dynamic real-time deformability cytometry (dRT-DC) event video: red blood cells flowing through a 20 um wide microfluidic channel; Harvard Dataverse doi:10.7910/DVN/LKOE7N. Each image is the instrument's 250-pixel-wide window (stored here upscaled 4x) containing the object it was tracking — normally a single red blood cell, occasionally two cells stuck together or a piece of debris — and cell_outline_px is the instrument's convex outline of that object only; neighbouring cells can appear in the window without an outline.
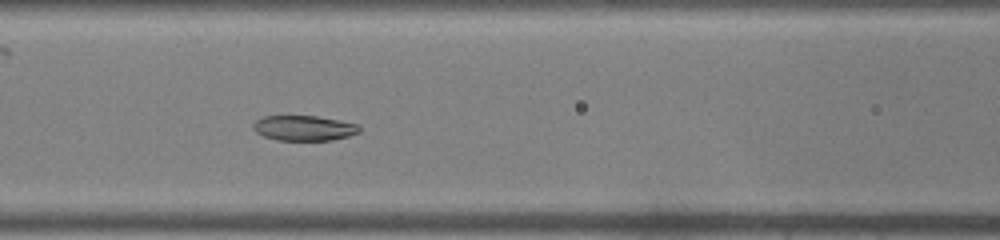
{"species": "common noctule bat (a hibernating species)", "species_latin": "Nyctalus noctula", "temperature_condition": "warm", "stored_images_in_passage": 33, "camera_frame_rate_fps": 3000, "um_per_image_px": 0.085, "animal": {"sex": "male", "body_mass_g": 19.0, "forearm_length_mm": 50.8}, "frame": {"image": 1, "passage_image": 8, "time_ms": 2.333, "image_size_px": [1000, 240], "cell_outline_px": [[360, 132], [348, 136], [332, 140], [276, 140], [264, 136], [256, 132], [252, 128], [252, 124], [256, 120], [264, 116], [316, 116], [360, 124]], "centroid_in_image_um": [25.84, 10.88], "position_along_channel_um": 140.8, "area_um2": 15.61}}
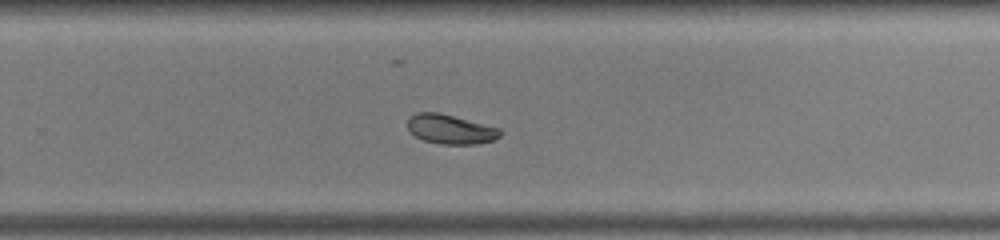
{"frame": {"image": 2, "passage_image": 18, "time_ms": 5.667, "image_size_px": [1000, 240], "cell_outline_px": [[500, 136], [492, 140], [476, 144], [440, 144], [424, 140], [416, 136], [408, 128], [408, 116], [416, 112], [436, 112], [500, 128]], "centroid_in_image_um": [38.26, 10.98], "position_along_channel_um": 291.5, "area_um2": 15.61}}
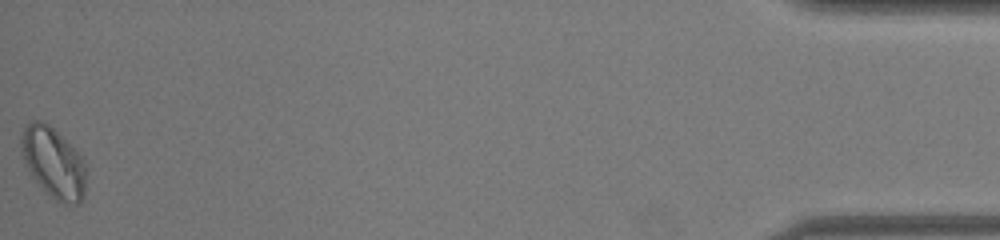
{"frame": {"image": 3, "passage_image": 33, "time_ms": 10.667, "image_size_px": [1000, 240], "cell_outline_px": [[84, 196], [80, 204], [64, 204], [56, 200], [32, 176], [20, 152], [20, 140], [24, 128], [28, 124], [36, 120], [40, 120], [48, 124], [84, 160]], "centroid_in_image_um": [4.52, 13.84], "position_along_channel_um": 430.7, "area_um2": 25.84}}